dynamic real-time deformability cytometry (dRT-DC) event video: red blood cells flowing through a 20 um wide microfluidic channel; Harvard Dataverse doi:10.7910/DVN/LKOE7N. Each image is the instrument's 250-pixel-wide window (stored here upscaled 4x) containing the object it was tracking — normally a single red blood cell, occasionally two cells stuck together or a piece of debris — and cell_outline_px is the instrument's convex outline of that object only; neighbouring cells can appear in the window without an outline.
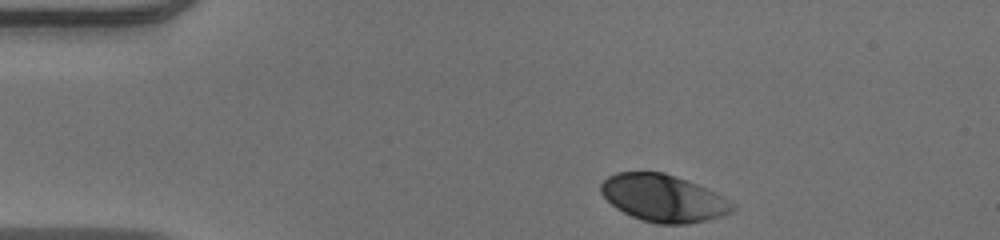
{"species": "human", "species_latin": "Homo sapiens", "temperature_condition": "warm", "stored_images_in_passage": 36, "camera_frame_rate_fps": 3000, "um_per_image_px": 0.085, "donor": {"sex": "male"}, "frame": {"image": 1, "passage_image": 1, "time_ms": 0.0, "image_size_px": [1000, 240], "cell_outline_px": [[736, 208], [732, 212], [724, 216], [684, 224], [660, 224], [644, 220], [632, 216], [616, 208], [600, 192], [600, 184], [608, 176], [616, 172], [664, 172], [688, 180], [716, 192], [736, 204]], "centroid_in_image_um": [56.42, 16.83], "position_along_channel_um": 28.6, "area_um2": 36.18}}
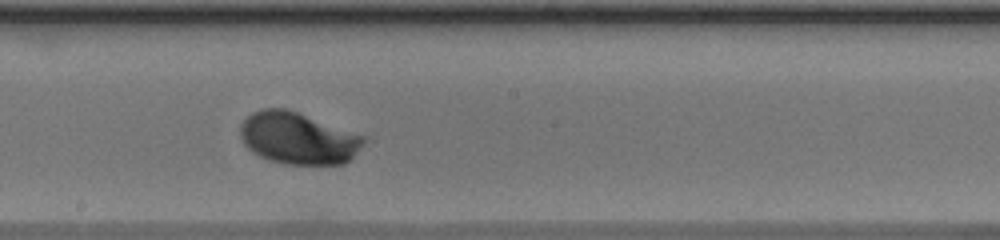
{"frame": {"image": 2, "passage_image": 21, "time_ms": 6.667, "image_size_px": [1000, 240], "cell_outline_px": [[364, 140], [352, 156], [344, 164], [284, 164], [260, 156], [252, 152], [244, 144], [240, 136], [240, 124], [252, 112], [260, 108], [284, 108], [296, 112], [364, 136]], "centroid_in_image_um": [25.26, 11.74], "position_along_channel_um": 222.9, "area_um2": 36.65}}
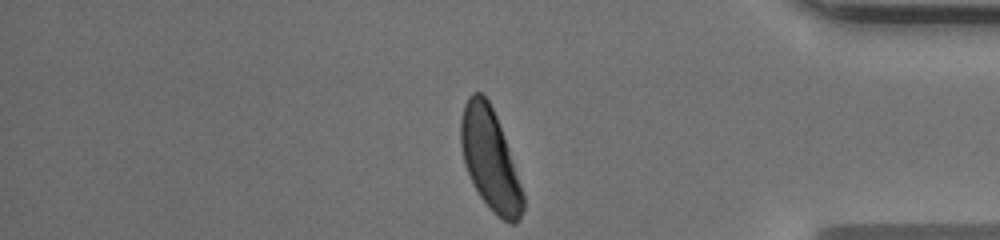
{"frame": {"image": 3, "passage_image": 36, "time_ms": 11.667, "image_size_px": [1000, 240], "cell_outline_px": [[524, 208], [520, 220], [516, 224], [512, 224], [496, 216], [492, 212], [480, 196], [464, 164], [460, 144], [460, 120], [464, 104], [468, 96], [472, 92], [480, 92], [488, 100], [496, 116], [524, 196]], "centroid_in_image_um": [41.63, 13.57], "position_along_channel_um": 393.6, "area_um2": 36.13}, "authors_computed_cell_mechanics": {"area_um2": 36.5874, "velocity_mm_per_s": 3.9006, "shape_relaxation_time_tau1_ms": 2.3641, "shape_relaxation_time_tau2_ms": null, "deformation_change_tau1": 0.1492, "deformation_change_tau2": null}}